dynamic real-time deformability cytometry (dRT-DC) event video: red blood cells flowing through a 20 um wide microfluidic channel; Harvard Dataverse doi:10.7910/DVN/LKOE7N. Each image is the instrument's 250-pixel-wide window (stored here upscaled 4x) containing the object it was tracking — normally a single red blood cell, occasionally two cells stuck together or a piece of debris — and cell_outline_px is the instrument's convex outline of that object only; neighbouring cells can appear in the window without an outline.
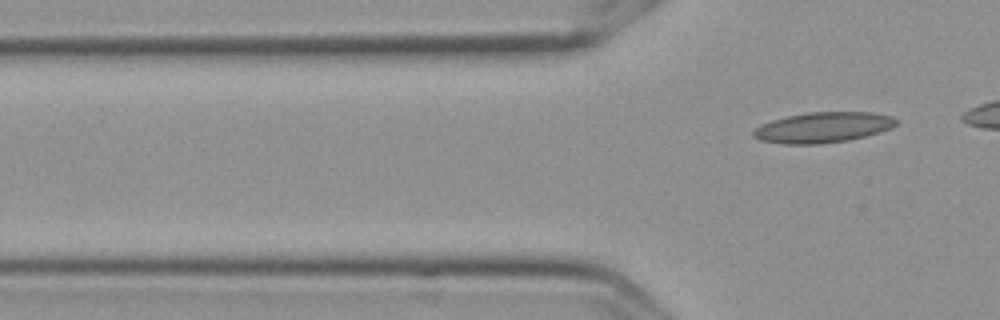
{"species": "Egyptian fruit bat (a non-hibernating species)", "species_latin": "Rousettus aegyptiacus", "temperature_condition": "cold", "stored_images_in_passage": 6, "segment_of_instrument_passage": [2, 2], "camera_frame_rate_fps": 3000, "um_per_image_px": 0.085, "frame": {"image": 1, "passage_image": 6, "time_ms": 1.667, "image_size_px": [1000, 320], "cell_outline_px": [[900, 120], [892, 128], [880, 132], [848, 140], [820, 144], [784, 144], [760, 140], [752, 136], [752, 132], [760, 124], [772, 120], [788, 116], [808, 112], [872, 112], [892, 116]], "centroid_in_image_um": [69.97, 10.83], "position_along_channel_um": 55.8, "area_um2": 25.49}}